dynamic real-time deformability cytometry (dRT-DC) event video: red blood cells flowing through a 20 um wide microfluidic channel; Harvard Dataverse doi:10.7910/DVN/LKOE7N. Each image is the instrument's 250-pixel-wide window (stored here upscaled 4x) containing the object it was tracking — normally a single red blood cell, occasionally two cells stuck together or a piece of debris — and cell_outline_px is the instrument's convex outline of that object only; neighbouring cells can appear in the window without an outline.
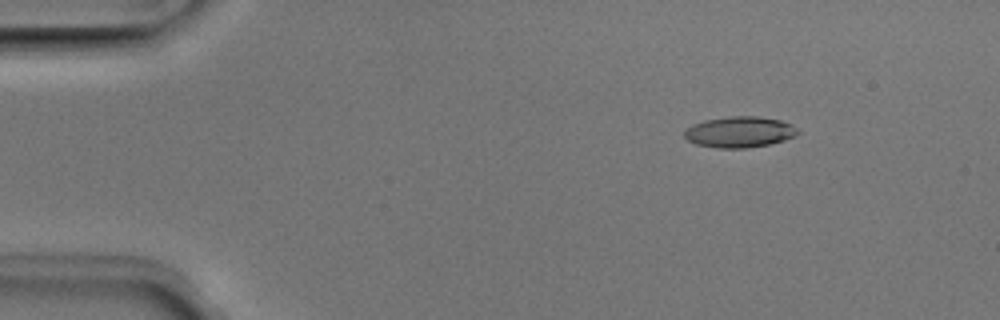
{"species": "Egyptian fruit bat (a non-hibernating species)", "species_latin": "Rousettus aegyptiacus", "temperature_condition": "room temperature", "stored_images_in_passage": 51, "camera_frame_rate_fps": 3000, "um_per_image_px": 0.085, "animal": {"sex": "male"}, "frame": {"image": 1, "passage_image": 7, "time_ms": 2.0, "image_size_px": [1000, 320], "cell_outline_px": [[800, 132], [796, 136], [784, 140], [768, 144], [744, 148], [716, 148], [696, 144], [688, 140], [684, 136], [684, 132], [692, 124], [704, 120], [728, 116], [756, 116], [780, 120], [792, 124]], "centroid_in_image_um": [62.86, 11.21], "position_along_channel_um": 22.1, "area_um2": 20.46}}
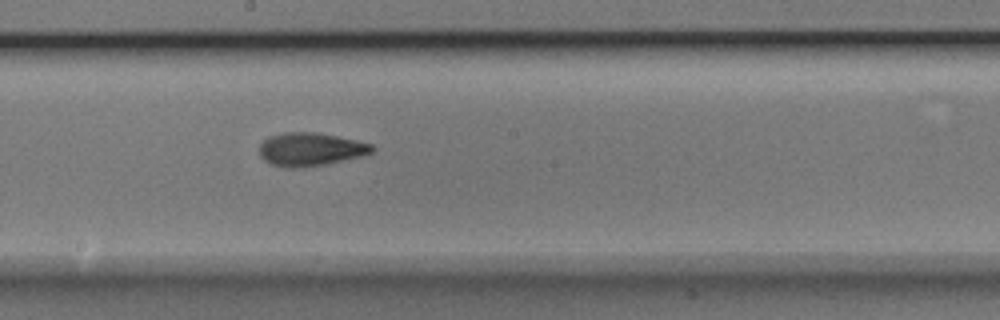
{"frame": {"image": 2, "passage_image": 28, "time_ms": 9.0, "image_size_px": [1000, 320], "cell_outline_px": [[376, 148], [368, 156], [324, 164], [296, 168], [284, 168], [272, 164], [264, 160], [260, 156], [260, 144], [268, 136], [284, 132], [316, 132], [356, 140], [372, 144]], "centroid_in_image_um": [26.42, 12.69], "position_along_channel_um": 221.8, "area_um2": 22.08}}
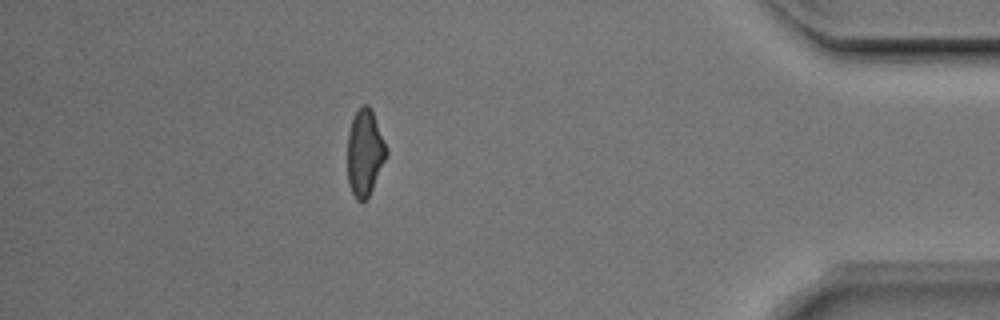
{"frame": {"image": 3, "passage_image": 45, "time_ms": 14.667, "image_size_px": [1000, 320], "cell_outline_px": [[388, 156], [364, 204], [360, 204], [356, 200], [352, 192], [348, 180], [348, 132], [352, 120], [356, 112], [364, 104], [368, 104], [372, 112], [388, 148]], "centroid_in_image_um": [31.02, 13.03], "position_along_channel_um": 404.2, "area_um2": 19.59}, "authors_computed_cell_mechanics": {"area_um2": 20.519, "velocity_mm_per_s": 4.0046, "shape_relaxation_time_tau1_ms": 4.4452, "shape_relaxation_time_tau2_ms": 2.9928, "deformation_change_tau1": 0.1512, "deformation_change_tau2": 0.1151}}